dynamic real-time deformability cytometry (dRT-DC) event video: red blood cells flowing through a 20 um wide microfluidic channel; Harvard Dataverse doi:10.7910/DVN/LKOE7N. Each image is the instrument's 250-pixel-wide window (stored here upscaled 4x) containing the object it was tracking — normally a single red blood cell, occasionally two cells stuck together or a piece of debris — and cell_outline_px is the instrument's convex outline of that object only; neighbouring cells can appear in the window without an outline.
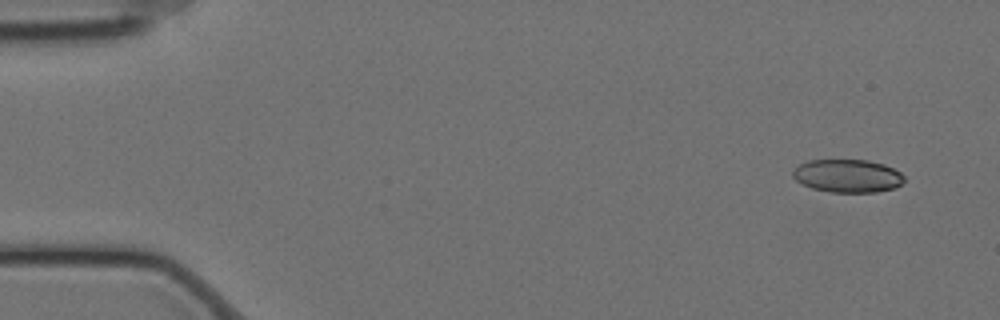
{"species": "Egyptian fruit bat (a non-hibernating species)", "species_latin": "Rousettus aegyptiacus", "temperature_condition": "cold", "stored_images_in_passage": 56, "camera_frame_rate_fps": 3000, "um_per_image_px": 0.085, "animal": {"sex": "female"}, "frame": {"image": 1, "passage_image": 1, "time_ms": 0.0, "image_size_px": [1000, 320], "cell_outline_px": [[904, 180], [896, 188], [876, 192], [828, 192], [812, 188], [796, 180], [792, 176], [792, 172], [800, 164], [808, 160], [868, 160], [884, 164], [900, 172], [904, 176]], "centroid_in_image_um": [72.05, 14.95], "position_along_channel_um": 12.9, "area_um2": 21.44}}
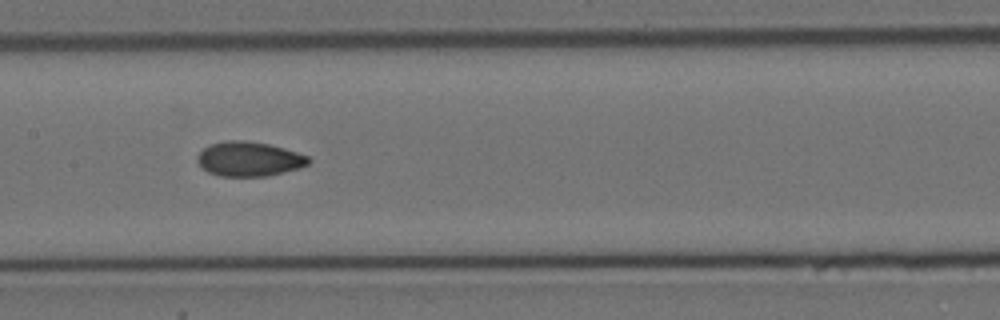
{"frame": {"image": 2, "passage_image": 26, "time_ms": 8.333, "image_size_px": [1000, 320], "cell_outline_px": [[312, 160], [308, 164], [300, 168], [268, 176], [220, 176], [208, 172], [196, 160], [196, 156], [204, 148], [212, 144], [228, 140], [244, 140], [268, 144], [284, 148], [308, 156]], "centroid_in_image_um": [21.19, 13.52], "position_along_channel_um": 186.2, "area_um2": 22.31}}
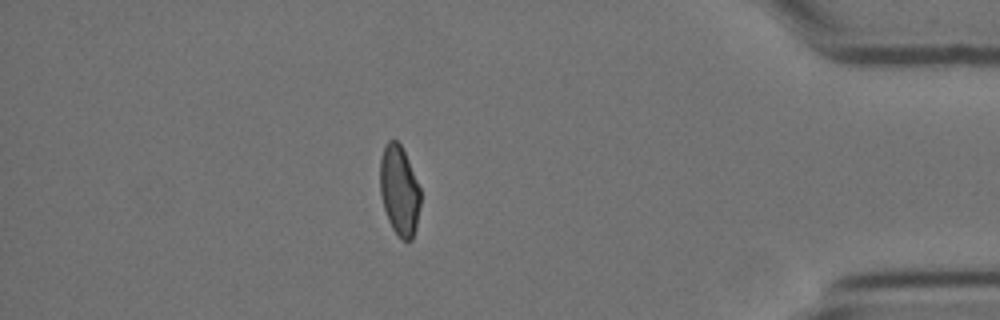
{"frame": {"image": 3, "passage_image": 48, "time_ms": 15.667, "image_size_px": [1000, 320], "cell_outline_px": [[420, 204], [416, 228], [412, 240], [404, 240], [392, 228], [388, 220], [384, 208], [380, 192], [380, 160], [384, 144], [388, 140], [396, 140], [400, 144], [404, 152], [420, 188]], "centroid_in_image_um": [33.93, 16.18], "position_along_channel_um": 401.3, "area_um2": 20.98}}